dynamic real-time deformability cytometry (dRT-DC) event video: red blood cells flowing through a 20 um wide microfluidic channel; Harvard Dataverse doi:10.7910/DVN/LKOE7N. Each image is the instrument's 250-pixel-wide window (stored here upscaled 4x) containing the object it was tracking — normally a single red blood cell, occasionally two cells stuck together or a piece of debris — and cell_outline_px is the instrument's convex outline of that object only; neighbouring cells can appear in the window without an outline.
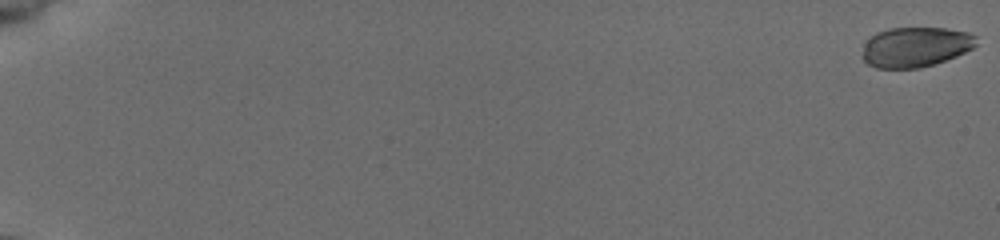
{"species": "common noctule bat (a hibernating species)", "species_latin": "Nyctalus noctula", "temperature_condition": "cold", "stored_images_in_passage": 56, "camera_frame_rate_fps": 3000, "um_per_image_px": 0.085, "animal": {"sex": "female", "body_mass_g": 19.5, "forearm_length_mm": 54.1}, "frame": {"image": 1, "passage_image": 1, "time_ms": 0.0, "image_size_px": [1000, 240], "cell_outline_px": [[976, 44], [972, 48], [956, 56], [920, 68], [876, 68], [868, 64], [860, 56], [864, 40], [876, 32], [888, 28], [944, 28], [968, 32], [976, 36]], "centroid_in_image_um": [77.74, 3.98], "position_along_channel_um": 7.3, "area_um2": 26.76}}
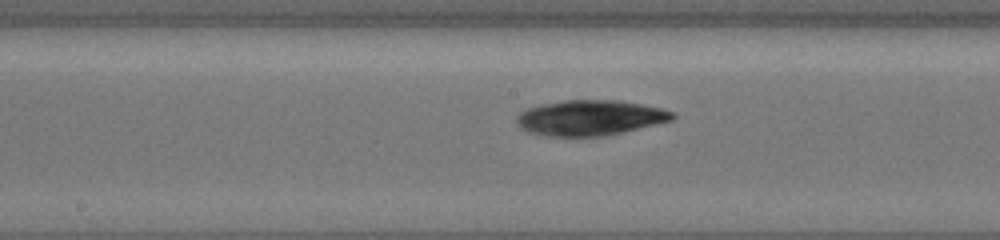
{"frame": {"image": 2, "passage_image": 32, "time_ms": 10.333, "image_size_px": [1000, 240], "cell_outline_px": [[676, 120], [624, 132], [604, 136], [548, 136], [528, 132], [520, 128], [516, 124], [516, 116], [524, 108], [540, 104], [564, 100], [620, 100], [660, 108], [676, 112]], "centroid_in_image_um": [50.16, 10.01], "position_along_channel_um": 198.0, "area_um2": 32.6}}
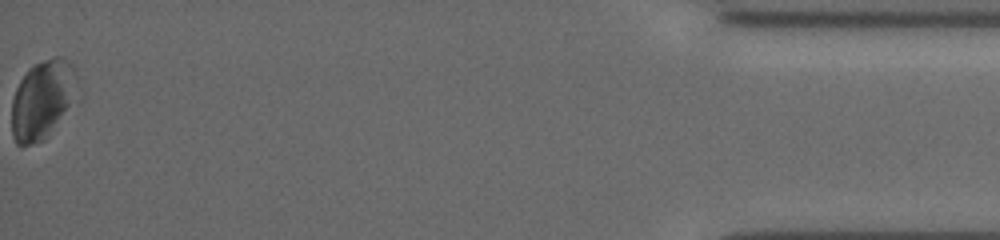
{"frame": {"image": 3, "passage_image": 56, "time_ms": 18.333, "image_size_px": [1000, 240], "cell_outline_px": [[84, 96], [44, 140], [28, 144], [16, 144], [12, 136], [12, 100], [16, 88], [20, 80], [28, 68], [52, 56], [64, 56], [72, 64]], "centroid_in_image_um": [3.74, 8.44], "position_along_channel_um": 431.5, "area_um2": 31.62}, "authors_computed_cell_mechanics": {"area_um2": 29.767, "velocity_mm_per_s": 3.8987, "shape_relaxation_time_tau1_ms": 4.5979, "shape_relaxation_time_tau2_ms": 5.2115, "deformation_change_tau1": 0.0572, "deformation_change_tau2": 0.0704}}